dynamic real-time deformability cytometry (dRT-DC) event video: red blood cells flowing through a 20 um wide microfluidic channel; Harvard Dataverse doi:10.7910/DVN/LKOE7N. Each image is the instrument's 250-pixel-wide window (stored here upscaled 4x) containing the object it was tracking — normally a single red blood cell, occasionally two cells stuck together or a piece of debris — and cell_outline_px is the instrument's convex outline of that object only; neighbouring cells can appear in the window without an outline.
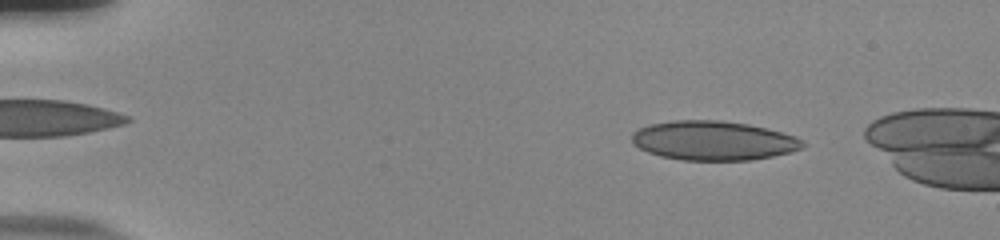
{"species": "human", "species_latin": "Homo sapiens", "temperature_condition": "room temperature", "stored_images_in_passage": 52, "camera_frame_rate_fps": 3000, "um_per_image_px": 0.085, "donor": {"sex": "male"}, "frame": {"image": 1, "passage_image": 7, "time_ms": 2.0, "image_size_px": [1000, 240], "cell_outline_px": [[804, 144], [800, 148], [788, 152], [772, 156], [752, 160], [684, 160], [660, 156], [648, 152], [640, 148], [632, 140], [632, 136], [640, 128], [652, 124], [676, 120], [716, 120], [748, 124], [780, 132], [792, 136], [800, 140]], "centroid_in_image_um": [60.61, 11.96], "position_along_channel_um": 24.4, "area_um2": 38.32}}
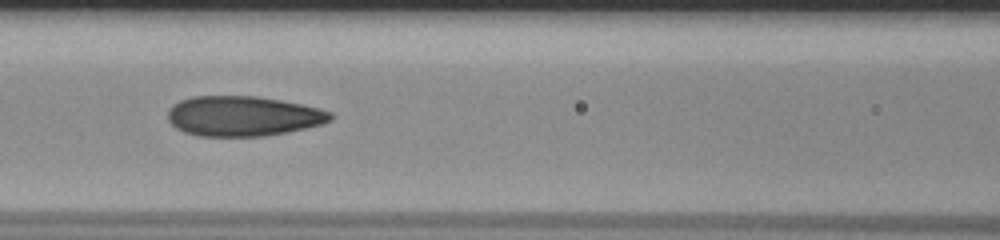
{"frame": {"image": 2, "passage_image": 24, "time_ms": 7.667, "image_size_px": [1000, 240], "cell_outline_px": [[332, 120], [320, 124], [288, 132], [264, 136], [200, 136], [184, 132], [176, 128], [168, 120], [168, 112], [180, 100], [192, 96], [256, 96], [280, 100], [320, 108], [332, 112]], "centroid_in_image_um": [20.67, 9.87], "position_along_channel_um": 145.9, "area_um2": 37.8}}
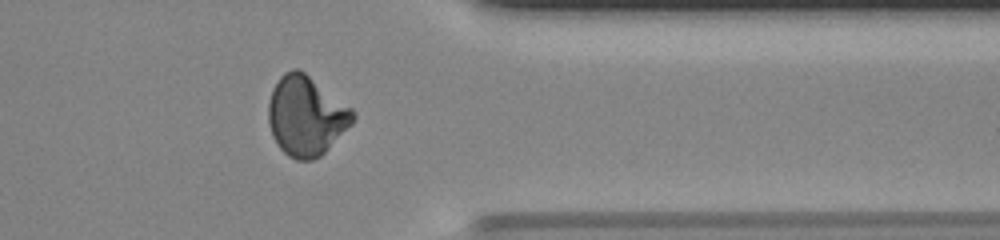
{"frame": {"image": 3, "passage_image": 43, "time_ms": 14.0, "image_size_px": [1000, 240], "cell_outline_px": [[356, 116], [352, 124], [320, 156], [312, 160], [296, 160], [288, 156], [280, 148], [272, 136], [268, 124], [268, 104], [272, 88], [280, 76], [284, 72], [292, 68], [296, 68], [304, 72], [352, 108], [356, 112]], "centroid_in_image_um": [26.0, 9.85], "position_along_channel_um": 385.4, "area_um2": 39.25}, "authors_computed_cell_mechanics": {"area_um2": 37.6856, "velocity_mm_per_s": 3.8931, "shape_relaxation_time_tau1_ms": null, "shape_relaxation_time_tau2_ms": 1.0561, "deformation_change_tau1": null, "deformation_change_tau2": 0.0799}}